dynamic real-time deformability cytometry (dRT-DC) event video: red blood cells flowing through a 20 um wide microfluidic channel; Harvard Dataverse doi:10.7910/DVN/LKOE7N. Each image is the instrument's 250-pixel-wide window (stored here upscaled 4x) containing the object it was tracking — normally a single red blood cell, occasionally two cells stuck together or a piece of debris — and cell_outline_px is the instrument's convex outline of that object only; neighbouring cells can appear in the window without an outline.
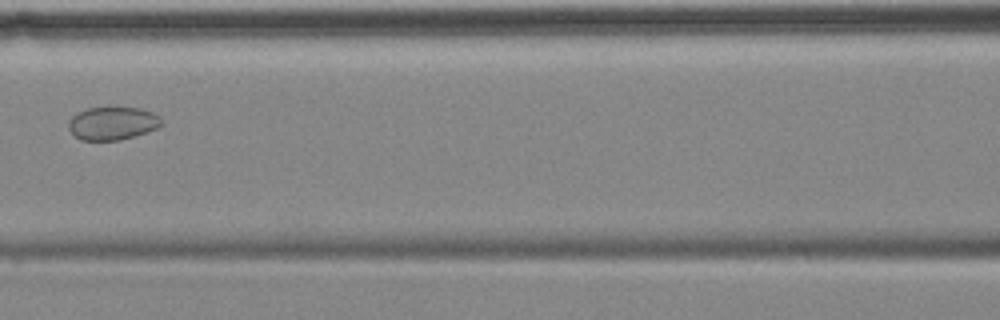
{"species": "common noctule bat (a hibernating species)", "species_latin": "Nyctalus noctula", "temperature_condition": "cold", "stored_images_in_passage": 6, "camera_frame_rate_fps": 3000, "um_per_image_px": 0.085, "animal": {"sex": "female", "body_mass_g": 18.4}, "frame": {"image": 1, "passage_image": 6, "time_ms": 6.0, "image_size_px": [1000, 320], "cell_outline_px": [[164, 124], [156, 128], [120, 140], [80, 140], [68, 128], [68, 120], [76, 112], [88, 108], [108, 104], [116, 104], [140, 108], [152, 112], [160, 116], [164, 120]], "centroid_in_image_um": [9.57, 10.41], "position_along_channel_um": 157.0, "area_um2": 18.73}}